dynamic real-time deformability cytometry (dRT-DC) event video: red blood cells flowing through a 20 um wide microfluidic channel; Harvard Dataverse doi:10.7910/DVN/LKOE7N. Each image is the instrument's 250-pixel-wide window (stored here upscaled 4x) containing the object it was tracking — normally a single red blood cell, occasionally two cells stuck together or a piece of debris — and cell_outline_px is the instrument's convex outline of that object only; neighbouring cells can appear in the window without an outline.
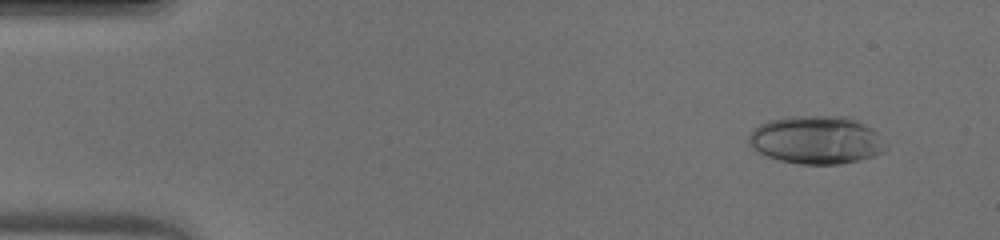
{"species": "human", "species_latin": "Homo sapiens", "temperature_condition": "warm", "stored_images_in_passage": 49, "camera_frame_rate_fps": 3000, "um_per_image_px": 0.085, "donor": {"sex": "male"}, "frame": {"image": 1, "passage_image": 4, "time_ms": 1.0, "image_size_px": [1000, 240], "cell_outline_px": [[888, 148], [884, 152], [860, 160], [840, 164], [800, 164], [780, 160], [756, 152], [748, 144], [748, 136], [752, 128], [768, 120], [788, 116], [848, 116], [872, 128], [888, 144]], "centroid_in_image_um": [69.38, 11.89], "position_along_channel_um": 15.6, "area_um2": 38.84}}
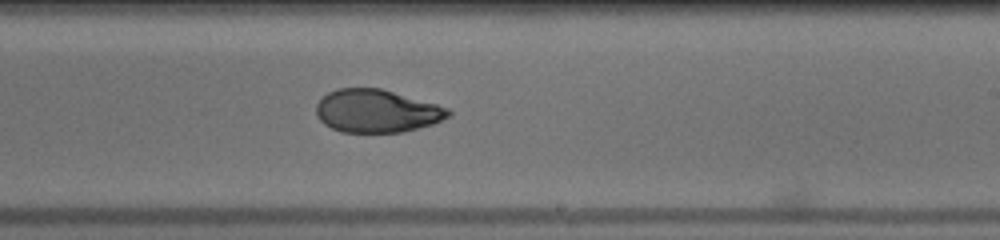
{"frame": {"image": 2, "passage_image": 30, "time_ms": 9.667, "image_size_px": [1000, 240], "cell_outline_px": [[452, 116], [432, 124], [404, 132], [340, 132], [324, 124], [316, 116], [316, 104], [328, 92], [336, 88], [380, 88], [436, 104], [448, 108], [452, 112]], "centroid_in_image_um": [32.01, 9.44], "position_along_channel_um": 257.0, "area_um2": 33.12}}
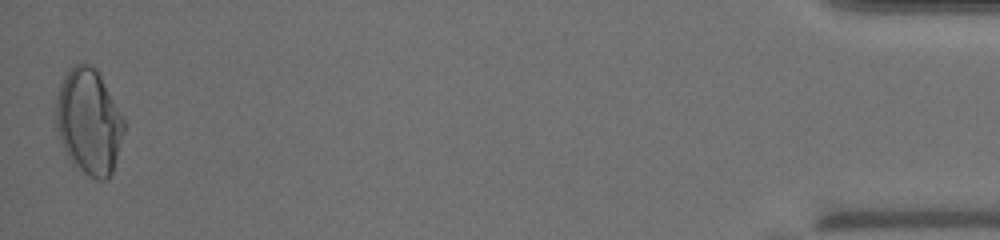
{"frame": {"image": 3, "passage_image": 49, "time_ms": 16.0, "image_size_px": [1000, 240], "cell_outline_px": [[124, 132], [112, 172], [104, 180], [96, 180], [76, 168], [72, 164], [52, 128], [56, 96], [60, 84], [68, 68], [76, 64], [88, 64], [96, 68], [124, 120]], "centroid_in_image_um": [7.47, 10.35], "position_along_channel_um": 427.7, "area_um2": 42.37}, "authors_computed_cell_mechanics": {"area_um2": 35.3736, "velocity_mm_per_s": 4.1387, "shape_relaxation_time_tau1_ms": null, "shape_relaxation_time_tau2_ms": 0.9606, "deformation_change_tau1": null, "deformation_change_tau2": 0.0528}}